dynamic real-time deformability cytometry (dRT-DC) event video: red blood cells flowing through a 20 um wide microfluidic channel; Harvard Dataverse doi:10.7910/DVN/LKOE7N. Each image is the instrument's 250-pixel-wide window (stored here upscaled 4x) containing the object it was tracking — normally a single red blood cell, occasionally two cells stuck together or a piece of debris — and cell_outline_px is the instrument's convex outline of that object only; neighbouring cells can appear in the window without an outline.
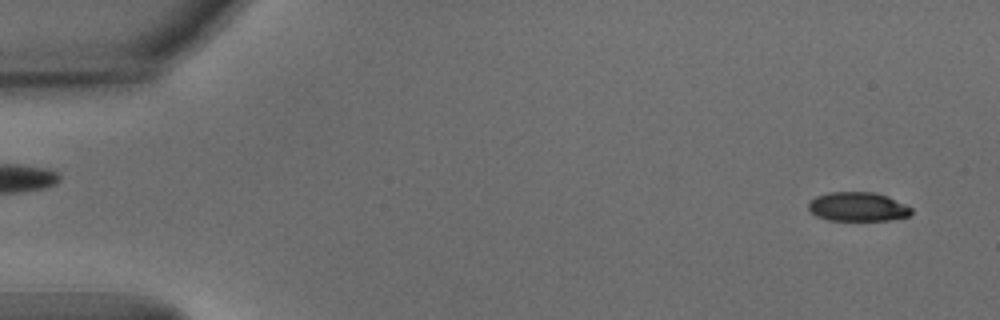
{"species": "common noctule bat (a hibernating species)", "species_latin": "Nyctalus noctula", "temperature_condition": "warm", "stored_images_in_passage": 53, "camera_frame_rate_fps": 3000, "um_per_image_px": 0.085, "animal": {"sex": "male", "body_mass_g": 15.6}, "frame": {"image": 1, "passage_image": 3, "time_ms": 0.667, "image_size_px": [1000, 320], "cell_outline_px": [[912, 212], [908, 216], [888, 220], [828, 220], [816, 216], [808, 208], [808, 204], [816, 196], [828, 192], [876, 192], [888, 196], [912, 208]], "centroid_in_image_um": [72.91, 17.56], "position_along_channel_um": 12.1, "area_um2": 17.4}}
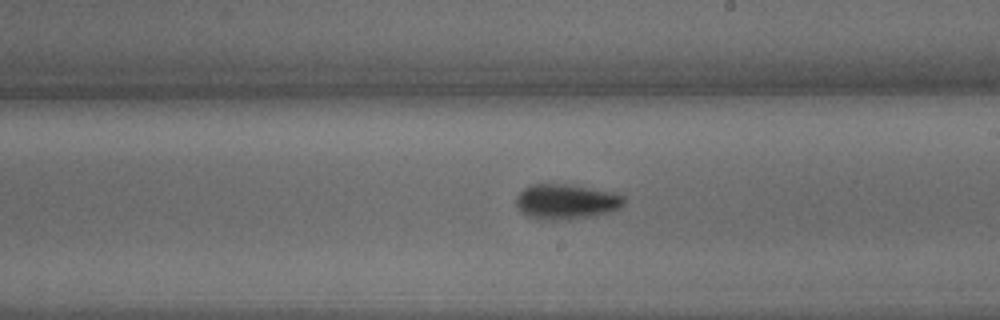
{"frame": {"image": 2, "passage_image": 31, "time_ms": 10.0, "image_size_px": [1000, 320], "cell_outline_px": [[624, 204], [620, 208], [612, 212], [596, 216], [552, 220], [544, 220], [528, 216], [516, 204], [516, 196], [524, 188], [532, 184], [572, 184], [612, 192], [624, 196]], "centroid_in_image_um": [48.16, 17.13], "position_along_channel_um": 240.8, "area_um2": 22.08}}
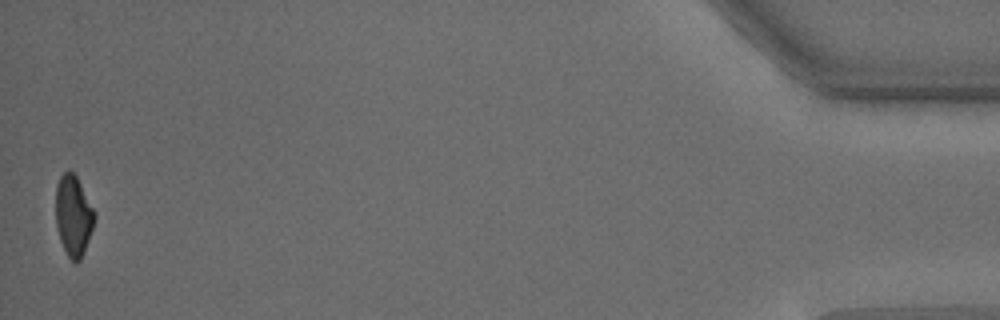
{"frame": {"image": 3, "passage_image": 53, "time_ms": 17.333, "image_size_px": [1000, 320], "cell_outline_px": [[96, 216], [84, 252], [80, 260], [76, 264], [68, 256], [60, 240], [56, 224], [56, 184], [60, 176], [64, 172], [72, 172], [76, 176], [96, 212]], "centroid_in_image_um": [6.24, 18.33], "position_along_channel_um": 429.0, "area_um2": 18.09}, "authors_computed_cell_mechanics": {"area_um2": 19.8254, "velocity_mm_per_s": 3.8054, "shape_relaxation_time_tau1_ms": 3.1412, "shape_relaxation_time_tau2_ms": 4.236, "deformation_change_tau1": 0.1636, "deformation_change_tau2": 0.105}}